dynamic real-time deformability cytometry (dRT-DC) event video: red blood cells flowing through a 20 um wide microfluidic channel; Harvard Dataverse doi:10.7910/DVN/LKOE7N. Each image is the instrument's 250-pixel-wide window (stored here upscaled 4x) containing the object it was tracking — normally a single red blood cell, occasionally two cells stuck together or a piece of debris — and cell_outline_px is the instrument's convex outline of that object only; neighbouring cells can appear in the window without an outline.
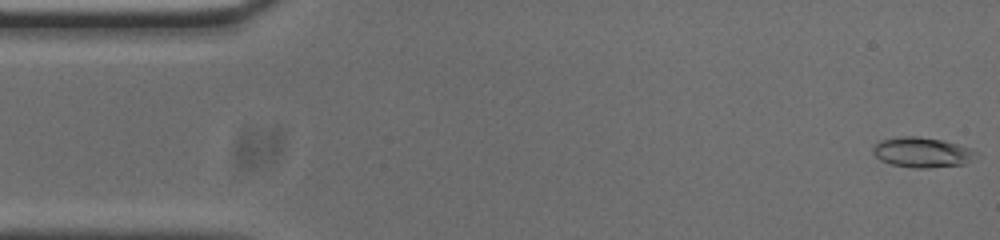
{"species": "common noctule bat (a hibernating species)", "species_latin": "Nyctalus noctula", "temperature_condition": "cold", "stored_images_in_passage": 53, "camera_frame_rate_fps": 3000, "um_per_image_px": 0.085, "animal": {"sex": "male", "body_mass_g": 20.0, "forearm_length_mm": 53.3}, "frame": {"image": 1, "passage_image": 1, "time_ms": 0.0, "image_size_px": [1000, 240], "cell_outline_px": [[980, 152], [976, 160], [964, 164], [928, 168], [912, 168], [892, 164], [880, 160], [872, 152], [872, 148], [880, 140], [900, 136], [920, 136], [944, 140], [972, 148]], "centroid_in_image_um": [78.45, 12.94], "position_along_channel_um": 6.5, "area_um2": 18.55}}
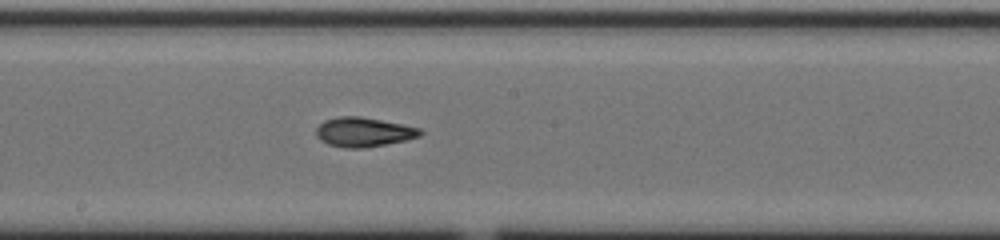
{"frame": {"image": 2, "passage_image": 27, "time_ms": 8.667, "image_size_px": [1000, 240], "cell_outline_px": [[424, 132], [420, 136], [408, 140], [364, 148], [344, 148], [328, 144], [320, 140], [316, 136], [316, 128], [324, 120], [336, 116], [360, 116], [404, 124], [420, 128]], "centroid_in_image_um": [30.92, 11.22], "position_along_channel_um": 217.3, "area_um2": 18.09}}
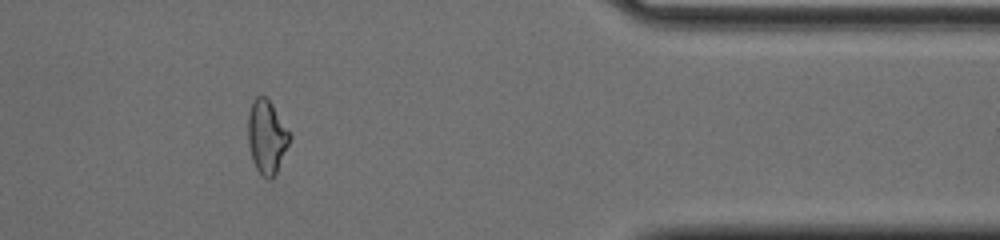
{"frame": {"image": 3, "passage_image": 43, "time_ms": 14.0, "image_size_px": [1000, 240], "cell_outline_px": [[292, 136], [276, 172], [272, 180], [268, 180], [256, 168], [252, 160], [248, 144], [248, 116], [252, 104], [256, 96], [264, 96], [272, 104]], "centroid_in_image_um": [22.67, 11.64], "position_along_channel_um": 388.7, "area_um2": 17.57}, "authors_computed_cell_mechanics": {"area_um2": 17.8024, "velocity_mm_per_s": 3.7936, "shape_relaxation_time_tau1_ms": 5.7608, "shape_relaxation_time_tau2_ms": 2.7713, "deformation_change_tau1": 0.1764, "deformation_change_tau2": 0.0927}}